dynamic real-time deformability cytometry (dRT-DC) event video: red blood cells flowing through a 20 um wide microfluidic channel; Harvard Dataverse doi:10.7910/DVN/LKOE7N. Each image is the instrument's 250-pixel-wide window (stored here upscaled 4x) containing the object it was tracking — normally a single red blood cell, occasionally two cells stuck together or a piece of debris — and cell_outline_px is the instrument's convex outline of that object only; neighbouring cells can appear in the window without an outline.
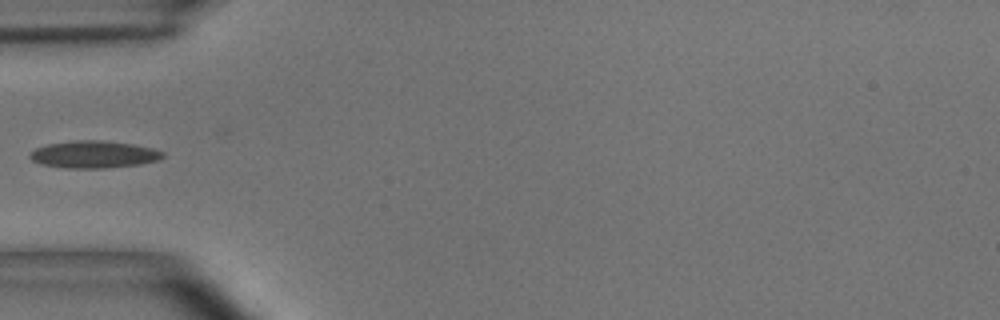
{"species": "common noctule bat (a hibernating species)", "species_latin": "Nyctalus noctula", "temperature_condition": "room temperature", "stored_images_in_passage": 5, "camera_frame_rate_fps": 3000, "um_per_image_px": 0.085, "animal": {"sex": "male", "body_mass_g": 15.6}, "frame": {"image": 1, "passage_image": 4, "time_ms": 1.0, "image_size_px": [1000, 320], "cell_outline_px": [[164, 156], [160, 160], [140, 164], [104, 168], [68, 168], [44, 164], [32, 160], [28, 156], [36, 148], [48, 144], [76, 140], [100, 140], [132, 144], [152, 148], [164, 152]], "centroid_in_image_um": [8.01, 13.12], "position_along_channel_um": 77.0, "area_um2": 20.87}}
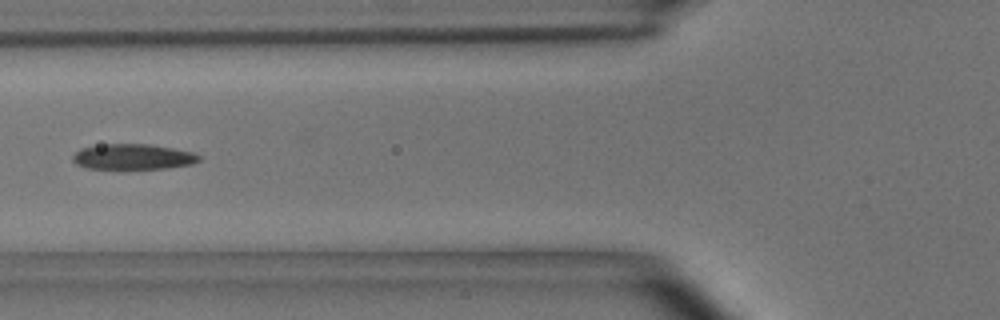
{"frame": {"image": 2, "passage_image": 5, "time_ms": 1.333, "image_size_px": [1000, 320], "cell_outline_px": [[200, 160], [192, 164], [168, 168], [124, 172], [84, 168], [76, 164], [72, 160], [72, 156], [80, 148], [104, 144], [148, 144], [172, 148], [192, 152], [200, 156]], "centroid_in_image_um": [11.24, 13.39], "position_along_channel_um": 114.6, "area_um2": 19.83}}